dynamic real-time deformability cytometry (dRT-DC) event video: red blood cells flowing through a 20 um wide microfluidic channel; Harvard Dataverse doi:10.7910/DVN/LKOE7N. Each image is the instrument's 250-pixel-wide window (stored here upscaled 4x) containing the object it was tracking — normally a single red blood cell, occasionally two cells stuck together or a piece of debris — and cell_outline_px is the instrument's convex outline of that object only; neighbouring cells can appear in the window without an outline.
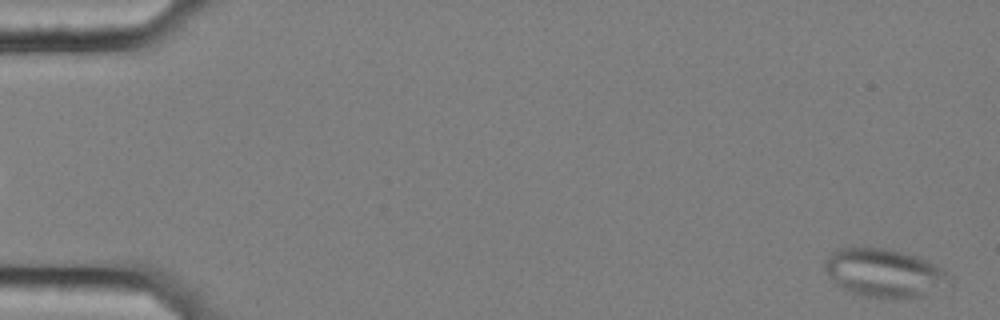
{"species": "common noctule bat (a hibernating species)", "species_latin": "Nyctalus noctula", "temperature_condition": "cold", "stored_images_in_passage": 59, "camera_frame_rate_fps": 3000, "um_per_image_px": 0.085, "animal": {"sex": "female", "body_mass_g": 25.1}, "frame": {"image": 1, "passage_image": 2, "time_ms": 0.333, "image_size_px": [1000, 320], "cell_outline_px": [[952, 288], [920, 296], [892, 300], [860, 296], [840, 288], [828, 276], [824, 268], [824, 260], [836, 248], [884, 248], [900, 252], [924, 260], [940, 268], [952, 276]], "centroid_in_image_um": [75.19, 23.26], "position_along_channel_um": 9.8, "area_um2": 35.78}}
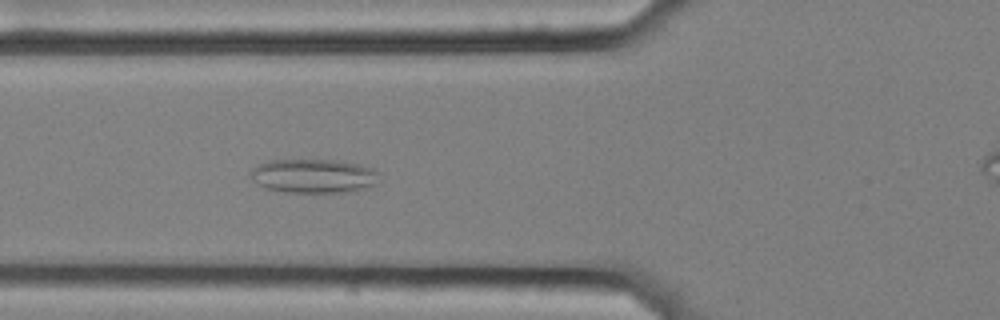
{"frame": {"image": 2, "passage_image": 22, "time_ms": 7.0, "image_size_px": [1000, 320], "cell_outline_px": [[380, 172], [376, 184], [348, 192], [284, 192], [268, 188], [252, 180], [248, 172], [252, 168], [268, 160], [332, 160], [356, 164], [372, 168]], "centroid_in_image_um": [26.63, 14.95], "position_along_channel_um": 99.2, "area_um2": 25.32}}
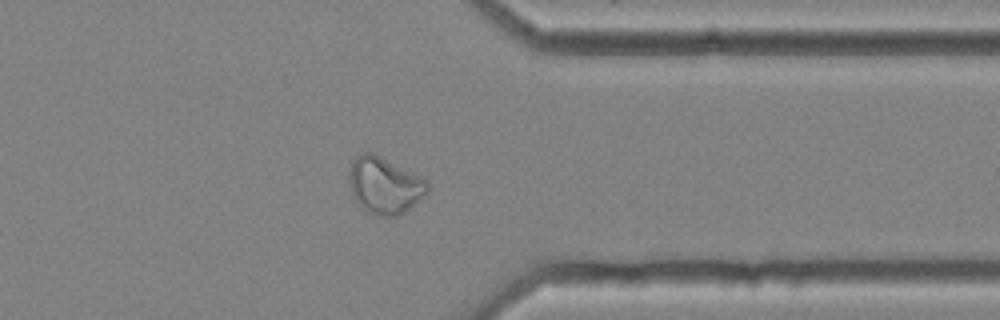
{"frame": {"image": 3, "passage_image": 46, "time_ms": 15.0, "image_size_px": [1000, 320], "cell_outline_px": [[428, 192], [420, 200], [404, 212], [396, 216], [376, 216], [360, 208], [352, 192], [348, 180], [348, 172], [352, 160], [356, 156], [364, 152], [372, 152], [428, 180]], "centroid_in_image_um": [32.67, 15.76], "position_along_channel_um": 378.7, "area_um2": 25.95}, "authors_computed_cell_mechanics": {"area_um2": 27.5706, "velocity_mm_per_s": 3.5428, "shape_relaxation_time_tau1_ms": null, "shape_relaxation_time_tau2_ms": 2.4789, "deformation_change_tau1": null, "deformation_change_tau2": 0.0857}}